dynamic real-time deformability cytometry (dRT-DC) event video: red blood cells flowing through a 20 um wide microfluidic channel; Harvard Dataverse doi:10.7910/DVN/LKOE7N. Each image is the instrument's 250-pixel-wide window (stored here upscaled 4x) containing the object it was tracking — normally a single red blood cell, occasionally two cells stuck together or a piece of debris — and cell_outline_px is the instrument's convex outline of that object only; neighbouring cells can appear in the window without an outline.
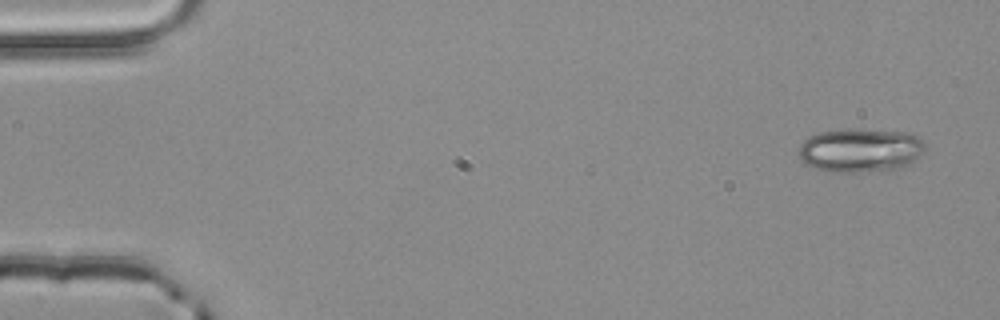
{"species": "common noctule bat (a hibernating species)", "species_latin": "Nyctalus noctula", "temperature_condition": "room temperature", "stored_images_in_passage": 4, "camera_frame_rate_fps": 3000, "um_per_image_px": 0.085, "animal": {"sex": "male", "body_mass_g": 20.4}, "frame": {"image": 1, "passage_image": 1, "time_ms": 0.0, "image_size_px": [1000, 320], "cell_outline_px": [[924, 152], [920, 156], [908, 164], [896, 168], [856, 172], [828, 172], [816, 168], [800, 160], [800, 144], [808, 136], [820, 132], [848, 128], [852, 128], [904, 132], [916, 136], [924, 140]], "centroid_in_image_um": [73.11, 12.75], "position_along_channel_um": 11.9, "area_um2": 32.19}}